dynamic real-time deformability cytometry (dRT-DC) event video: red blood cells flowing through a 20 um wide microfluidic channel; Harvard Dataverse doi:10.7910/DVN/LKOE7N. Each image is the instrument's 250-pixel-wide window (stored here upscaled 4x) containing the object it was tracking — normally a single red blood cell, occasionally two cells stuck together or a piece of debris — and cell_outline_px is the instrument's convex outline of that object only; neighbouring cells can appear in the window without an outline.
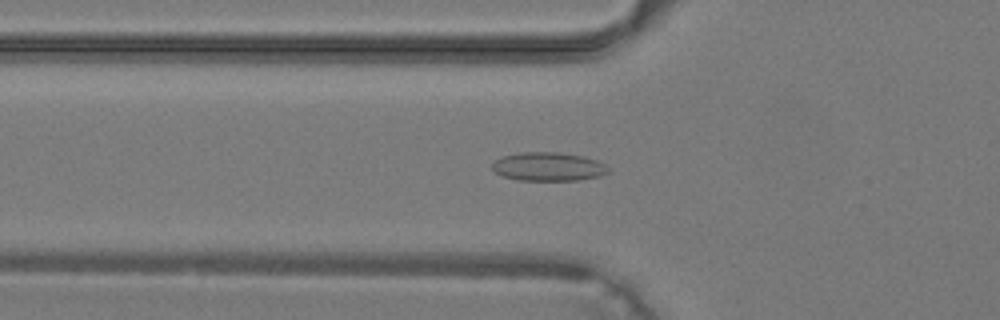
{"species": "common noctule bat (a hibernating species)", "species_latin": "Nyctalus noctula", "temperature_condition": "warm", "stored_images_in_passage": 32, "camera_frame_rate_fps": 3000, "um_per_image_px": 0.085, "animal": {"sex": "male", "body_mass_g": 19.2, "forearm_length_mm": 51.8}, "frame": {"image": 1, "passage_image": 6, "time_ms": 1.667, "image_size_px": [1000, 320], "cell_outline_px": [[612, 172], [600, 176], [580, 180], [516, 180], [504, 176], [496, 172], [492, 168], [492, 164], [496, 160], [504, 156], [520, 152], [560, 152], [584, 156], [596, 160], [604, 164]], "centroid_in_image_um": [46.65, 14.16], "position_along_channel_um": 79.1, "area_um2": 19.42}}
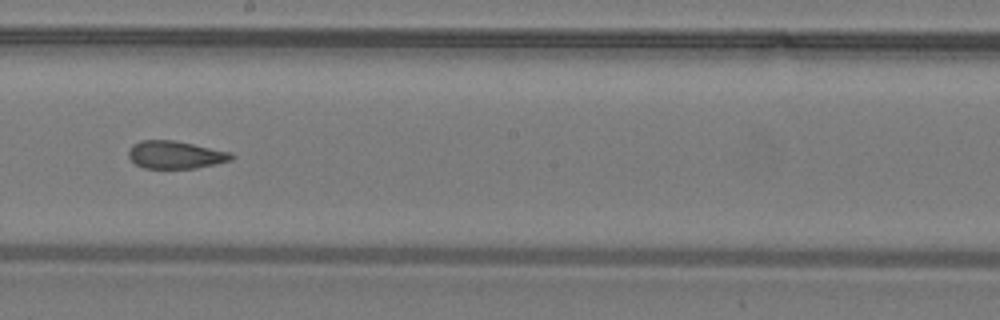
{"frame": {"image": 2, "passage_image": 15, "time_ms": 4.667, "image_size_px": [1000, 320], "cell_outline_px": [[236, 156], [232, 160], [216, 164], [196, 168], [144, 168], [136, 164], [128, 156], [128, 152], [132, 144], [140, 140], [172, 140], [232, 152]], "centroid_in_image_um": [14.93, 13.16], "position_along_channel_um": 233.3, "area_um2": 16.65}}
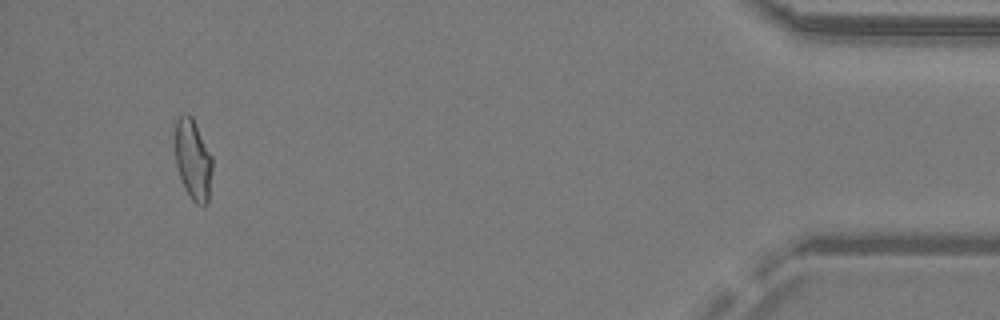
{"frame": {"image": 3, "passage_image": 30, "time_ms": 9.667, "image_size_px": [1000, 320], "cell_outline_px": [[212, 172], [208, 204], [204, 208], [196, 204], [192, 200], [184, 188], [176, 164], [176, 120], [184, 112], [188, 112], [192, 116], [212, 156]], "centroid_in_image_um": [16.43, 13.61], "position_along_channel_um": 418.8, "area_um2": 17.63}}